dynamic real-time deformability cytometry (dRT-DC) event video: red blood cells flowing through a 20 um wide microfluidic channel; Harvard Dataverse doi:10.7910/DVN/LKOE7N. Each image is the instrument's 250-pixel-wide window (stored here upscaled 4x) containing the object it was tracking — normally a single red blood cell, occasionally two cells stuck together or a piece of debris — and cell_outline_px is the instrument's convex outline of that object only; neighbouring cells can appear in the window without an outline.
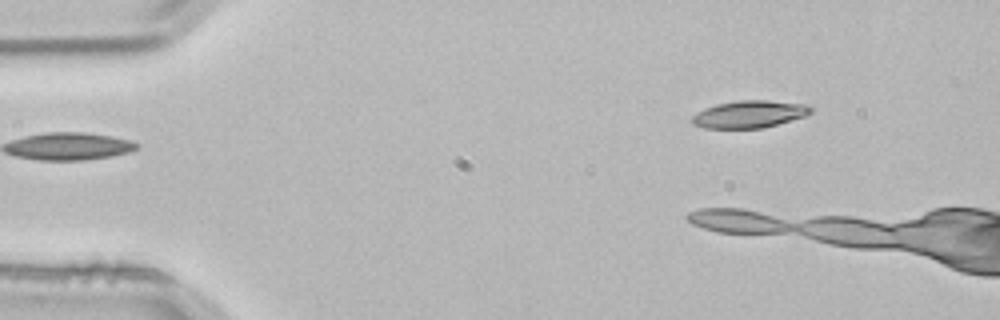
{"species": "common noctule bat (a hibernating species)", "species_latin": "Nyctalus noctula", "temperature_condition": "room temperature", "stored_images_in_passage": 4, "camera_frame_rate_fps": 3000, "um_per_image_px": 0.085, "animal": {"sex": "male", "body_mass_g": 21.5, "forearm_length_mm": 52.0}, "frame": {"image": 1, "passage_image": 4, "time_ms": 1.0, "image_size_px": [1000, 320], "cell_outline_px": [[812, 112], [804, 116], [764, 128], [704, 128], [692, 124], [692, 116], [696, 112], [704, 108], [716, 104], [740, 100], [768, 100], [804, 104], [812, 108]], "centroid_in_image_um": [63.66, 9.7], "position_along_channel_um": 21.3, "area_um2": 18.84}}